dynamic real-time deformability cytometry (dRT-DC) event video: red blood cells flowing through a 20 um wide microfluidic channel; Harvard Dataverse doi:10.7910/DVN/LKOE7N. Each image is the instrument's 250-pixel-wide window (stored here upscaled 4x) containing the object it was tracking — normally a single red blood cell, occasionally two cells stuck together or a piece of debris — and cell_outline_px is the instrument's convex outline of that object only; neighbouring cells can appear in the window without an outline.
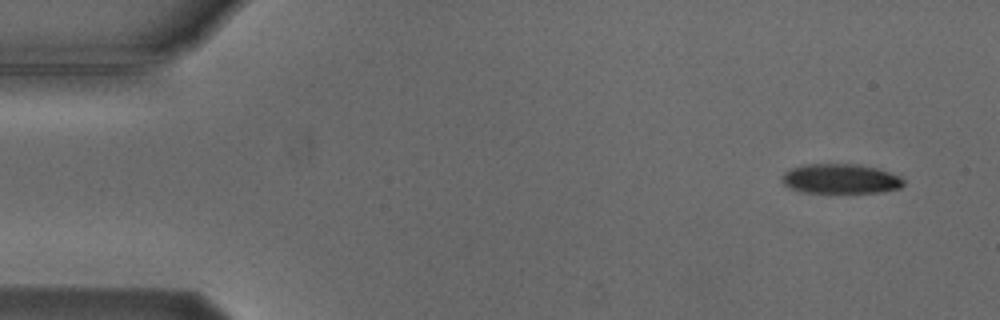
{"species": "Egyptian fruit bat (a non-hibernating species)", "species_latin": "Rousettus aegyptiacus", "temperature_condition": "cold", "stored_images_in_passage": 7, "camera_frame_rate_fps": 3000, "um_per_image_px": 0.085, "animal": {"sex": "male"}, "frame": {"image": 1, "passage_image": 1, "time_ms": 0.0, "image_size_px": [1000, 320], "cell_outline_px": [[904, 184], [900, 188], [884, 192], [804, 192], [788, 188], [780, 180], [784, 172], [792, 168], [804, 164], [860, 164], [876, 168], [900, 176], [904, 180]], "centroid_in_image_um": [71.43, 15.19], "position_along_channel_um": 13.6, "area_um2": 21.1}}
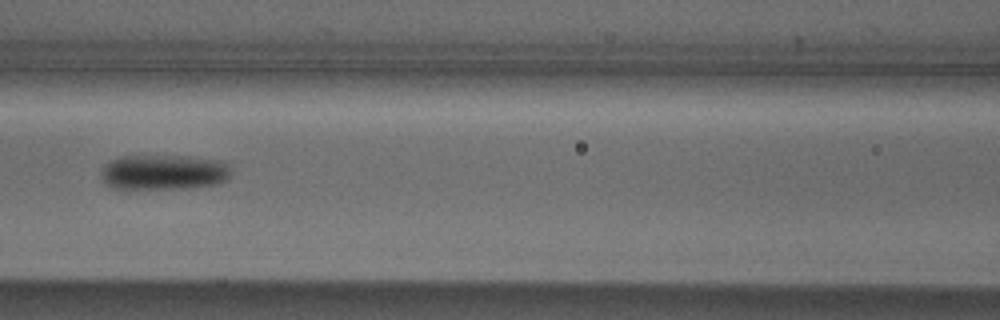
{"frame": {"image": 2, "passage_image": 7, "time_ms": 6.667, "image_size_px": [1000, 320], "cell_outline_px": [[228, 176], [224, 180], [216, 184], [184, 188], [128, 192], [112, 188], [104, 184], [104, 164], [120, 156], [188, 156], [220, 160], [228, 164]], "centroid_in_image_um": [13.84, 14.68], "position_along_channel_um": 152.8, "area_um2": 27.22}}